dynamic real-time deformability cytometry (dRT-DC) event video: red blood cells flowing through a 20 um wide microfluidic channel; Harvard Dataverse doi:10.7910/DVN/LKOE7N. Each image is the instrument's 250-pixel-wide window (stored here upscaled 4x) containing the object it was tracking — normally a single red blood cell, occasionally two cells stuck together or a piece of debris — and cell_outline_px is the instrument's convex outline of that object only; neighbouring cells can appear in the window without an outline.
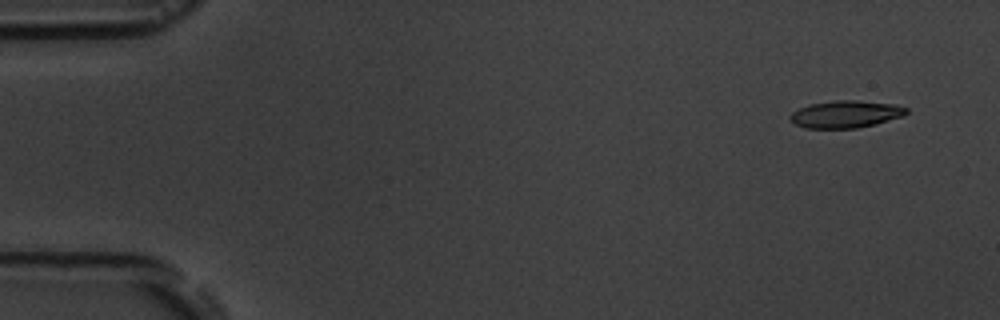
{"species": "common noctule bat (a hibernating species)", "species_latin": "Nyctalus noctula", "temperature_condition": "room temperature", "stored_images_in_passage": 7, "camera_frame_rate_fps": 3000, "um_per_image_px": 0.085, "animal": {"sex": "male", "body_mass_g": 19.5, "forearm_length_mm": 54.6}, "frame": {"image": 1, "passage_image": 1, "time_ms": 0.0, "image_size_px": [1000, 320], "cell_outline_px": [[908, 112], [904, 116], [876, 124], [856, 128], [804, 128], [796, 124], [788, 116], [792, 112], [808, 104], [836, 100], [856, 100], [896, 104], [908, 108]], "centroid_in_image_um": [71.91, 9.7], "position_along_channel_um": 13.1, "area_um2": 18.55}}
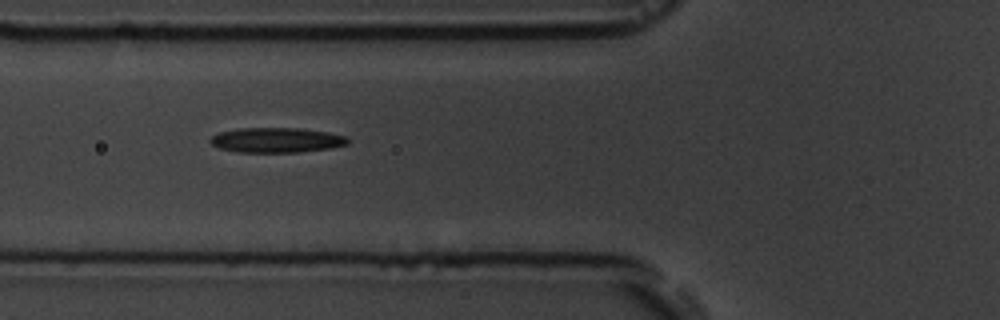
{"frame": {"image": 2, "passage_image": 6, "time_ms": 5.667, "image_size_px": [1000, 320], "cell_outline_px": [[348, 144], [328, 148], [296, 152], [236, 152], [220, 148], [212, 144], [208, 140], [212, 136], [220, 132], [236, 128], [300, 128], [328, 132], [348, 136]], "centroid_in_image_um": [23.49, 11.9], "position_along_channel_um": 102.3, "area_um2": 19.94}}
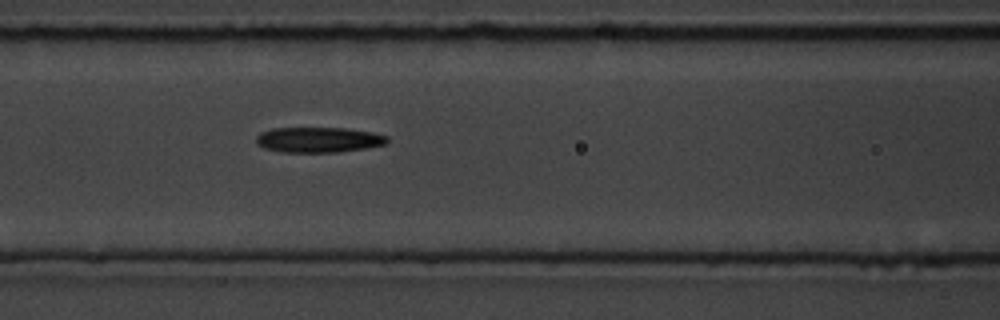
{"frame": {"image": 3, "passage_image": 7, "time_ms": 6.667, "image_size_px": [1000, 320], "cell_outline_px": [[388, 144], [368, 148], [336, 152], [280, 152], [264, 148], [256, 144], [256, 136], [260, 132], [272, 128], [344, 128], [372, 132], [388, 136]], "centroid_in_image_um": [27.07, 11.88], "position_along_channel_um": 139.5, "area_um2": 19.54}}